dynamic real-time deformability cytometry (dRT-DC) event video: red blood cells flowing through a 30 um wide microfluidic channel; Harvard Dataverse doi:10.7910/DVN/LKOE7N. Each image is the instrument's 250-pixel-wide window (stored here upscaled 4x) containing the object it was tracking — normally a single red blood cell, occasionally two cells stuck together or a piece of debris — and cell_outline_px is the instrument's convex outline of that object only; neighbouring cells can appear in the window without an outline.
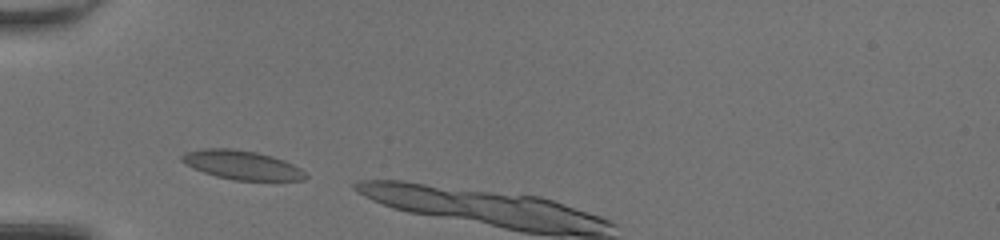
{"species": "common noctule bat (a hibernating species)", "species_latin": "Nyctalus noctula", "temperature_condition": "room temperature", "stored_images_in_passage": 5, "camera_frame_rate_fps": 3000, "um_per_image_px": 0.085, "animal": {"sex": "female", "body_mass_g": 20.0, "forearm_length_mm": 54.0}, "frame": {"image": 1, "passage_image": 2, "time_ms": 0.333, "image_size_px": [1000, 240], "cell_outline_px": [[308, 176], [304, 180], [232, 180], [216, 176], [192, 168], [180, 160], [180, 156], [188, 152], [204, 148], [232, 148], [256, 152], [272, 156], [284, 160], [300, 168]], "centroid_in_image_um": [20.55, 14.02], "position_along_channel_um": 64.4, "area_um2": 20.81}}